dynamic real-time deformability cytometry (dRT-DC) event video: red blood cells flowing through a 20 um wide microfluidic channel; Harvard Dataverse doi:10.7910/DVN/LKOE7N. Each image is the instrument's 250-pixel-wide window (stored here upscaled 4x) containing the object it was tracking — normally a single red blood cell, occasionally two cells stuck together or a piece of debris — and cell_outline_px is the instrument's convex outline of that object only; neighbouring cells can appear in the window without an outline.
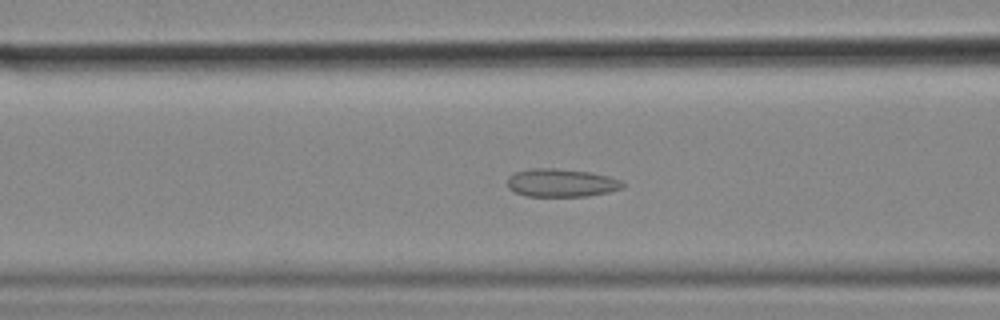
{"species": "common noctule bat (a hibernating species)", "species_latin": "Nyctalus noctula", "temperature_condition": "cold", "stored_images_in_passage": 56, "camera_frame_rate_fps": 3000, "um_per_image_px": 0.085, "animal": {"sex": "female", "body_mass_g": 18.4}, "frame": {"image": 1, "passage_image": 22, "time_ms": 7.0, "image_size_px": [1000, 320], "cell_outline_px": [[624, 188], [608, 192], [588, 196], [528, 196], [516, 192], [508, 188], [508, 176], [516, 172], [532, 168], [556, 168], [588, 172], [608, 176], [620, 180], [624, 184]], "centroid_in_image_um": [47.71, 15.54], "position_along_channel_um": 118.9, "area_um2": 18.79}}
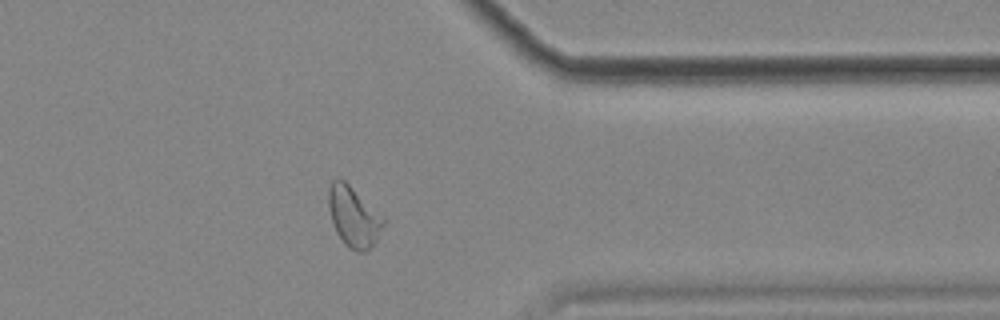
{"frame": {"image": 2, "passage_image": 45, "time_ms": 14.667, "image_size_px": [1000, 320], "cell_outline_px": [[388, 220], [376, 240], [364, 252], [356, 252], [348, 248], [344, 244], [336, 232], [332, 220], [328, 204], [328, 188], [332, 180], [344, 180], [384, 216]], "centroid_in_image_um": [30.08, 18.43], "position_along_channel_um": 381.3, "area_um2": 19.36}}
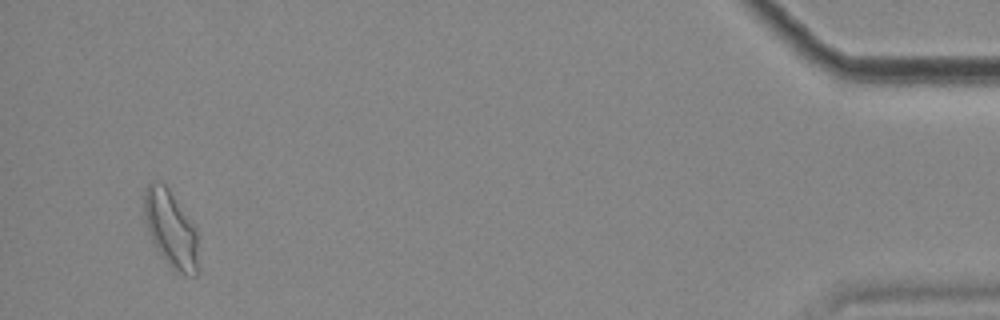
{"frame": {"image": 3, "passage_image": 54, "time_ms": 17.667, "image_size_px": [1000, 320], "cell_outline_px": [[196, 276], [188, 276], [172, 268], [160, 256], [148, 232], [144, 220], [144, 188], [148, 184], [160, 180], [164, 180], [196, 228]], "centroid_in_image_um": [14.47, 19.39], "position_along_channel_um": 420.7, "area_um2": 24.28}, "authors_computed_cell_mechanics": {"area_um2": 19.363, "velocity_mm_per_s": 3.5543, "shape_relaxation_time_tau1_ms": null, "shape_relaxation_time_tau2_ms": 1.9088, "deformation_change_tau1": null, "deformation_change_tau2": 0.0905}}